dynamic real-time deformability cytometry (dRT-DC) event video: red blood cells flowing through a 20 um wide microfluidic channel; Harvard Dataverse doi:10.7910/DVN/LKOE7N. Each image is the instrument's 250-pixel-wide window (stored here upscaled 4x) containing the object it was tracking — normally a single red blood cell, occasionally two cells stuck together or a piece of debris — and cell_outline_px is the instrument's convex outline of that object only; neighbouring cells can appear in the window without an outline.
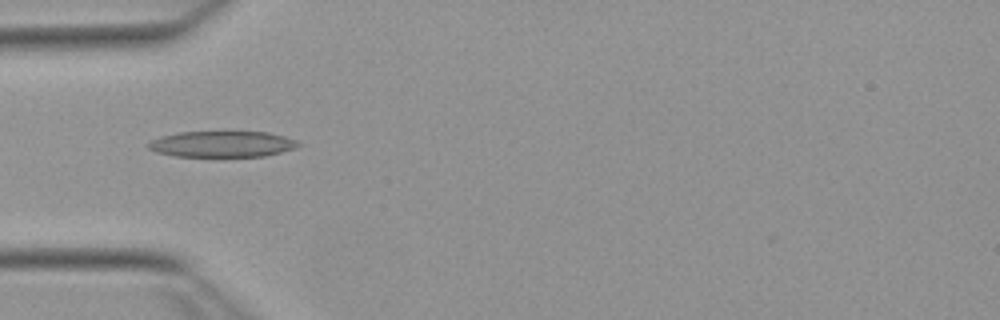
{"species": "Egyptian fruit bat (a non-hibernating species)", "species_latin": "Rousettus aegyptiacus", "temperature_condition": "warm", "stored_images_in_passage": 5, "camera_frame_rate_fps": 3000, "um_per_image_px": 0.085, "animal": {"sex": "female"}, "frame": {"image": 1, "passage_image": 2, "time_ms": 0.333, "image_size_px": [1000, 320], "cell_outline_px": [[300, 144], [292, 148], [280, 152], [264, 156], [176, 156], [156, 152], [148, 148], [148, 144], [152, 140], [160, 136], [176, 132], [268, 132], [284, 136], [296, 140]], "centroid_in_image_um": [18.84, 12.24], "position_along_channel_um": 66.2, "area_um2": 22.48}}